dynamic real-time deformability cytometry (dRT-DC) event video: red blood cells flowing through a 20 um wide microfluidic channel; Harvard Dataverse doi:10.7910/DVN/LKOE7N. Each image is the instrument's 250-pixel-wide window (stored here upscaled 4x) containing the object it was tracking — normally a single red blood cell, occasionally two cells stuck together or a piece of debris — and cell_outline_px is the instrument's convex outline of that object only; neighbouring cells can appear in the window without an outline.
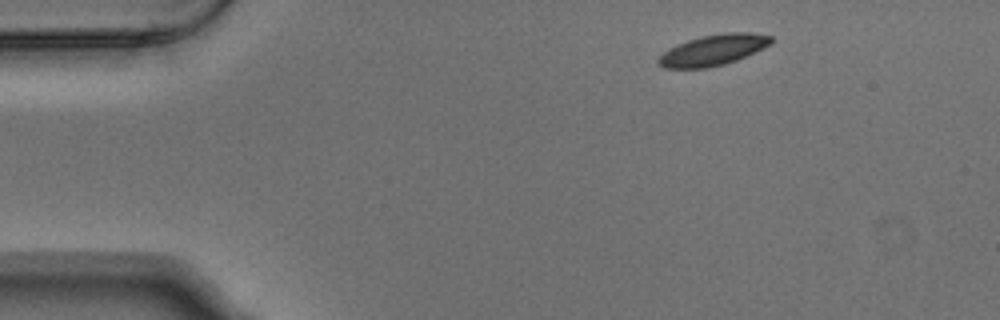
{"species": "Egyptian fruit bat (a non-hibernating species)", "species_latin": "Rousettus aegyptiacus", "temperature_condition": "warm", "stored_images_in_passage": 4, "segment_of_instrument_passage": [2, 2], "camera_frame_rate_fps": 3000, "um_per_image_px": 0.085, "animal": {"sex": "male"}, "frame": {"image": 1, "passage_image": 4, "time_ms": 1.0, "image_size_px": [1000, 320], "cell_outline_px": [[772, 44], [736, 60], [724, 64], [708, 68], [664, 68], [656, 60], [668, 48], [676, 44], [700, 36], [724, 32], [752, 32], [772, 36]], "centroid_in_image_um": [60.63, 4.24], "position_along_channel_um": 24.4, "area_um2": 20.29}}